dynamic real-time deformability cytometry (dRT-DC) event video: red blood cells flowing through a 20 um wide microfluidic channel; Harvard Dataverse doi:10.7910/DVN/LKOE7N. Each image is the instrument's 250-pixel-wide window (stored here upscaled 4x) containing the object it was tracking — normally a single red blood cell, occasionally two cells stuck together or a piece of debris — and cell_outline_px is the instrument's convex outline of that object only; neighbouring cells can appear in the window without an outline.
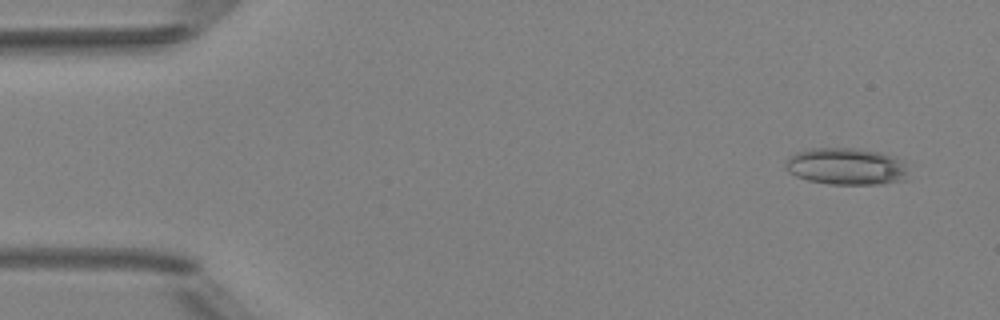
{"species": "Egyptian fruit bat (a non-hibernating species)", "species_latin": "Rousettus aegyptiacus", "temperature_condition": "room temperature", "stored_images_in_passage": 6, "camera_frame_rate_fps": 3000, "um_per_image_px": 0.085, "animal": {"sex": "female"}, "frame": {"image": 1, "passage_image": 2, "time_ms": 1.0, "image_size_px": [1000, 320], "cell_outline_px": [[908, 180], [880, 184], [828, 184], [808, 180], [796, 176], [788, 172], [784, 168], [784, 164], [788, 156], [796, 152], [808, 148], [856, 148], [880, 152], [896, 156], [904, 160]], "centroid_in_image_um": [71.93, 14.14], "position_along_channel_um": 13.1, "area_um2": 26.93}}
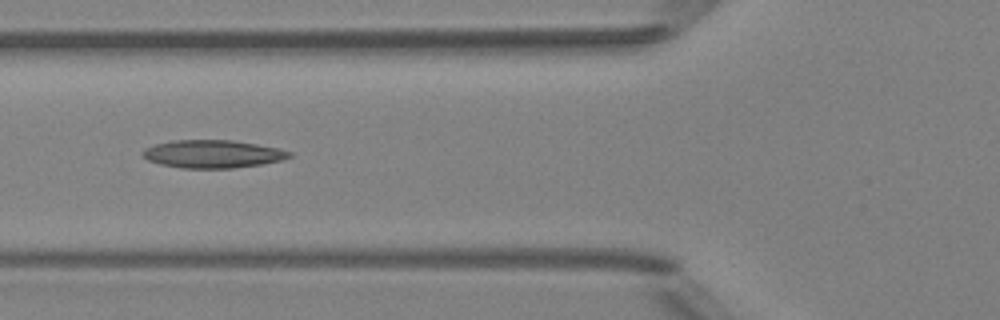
{"frame": {"image": 2, "passage_image": 6, "time_ms": 6.333, "image_size_px": [1000, 320], "cell_outline_px": [[292, 156], [284, 160], [260, 164], [232, 168], [180, 168], [160, 164], [148, 160], [140, 152], [144, 148], [156, 144], [172, 140], [232, 140], [280, 148], [292, 152]], "centroid_in_image_um": [18.09, 13.08], "position_along_channel_um": 107.7, "area_um2": 23.93}}